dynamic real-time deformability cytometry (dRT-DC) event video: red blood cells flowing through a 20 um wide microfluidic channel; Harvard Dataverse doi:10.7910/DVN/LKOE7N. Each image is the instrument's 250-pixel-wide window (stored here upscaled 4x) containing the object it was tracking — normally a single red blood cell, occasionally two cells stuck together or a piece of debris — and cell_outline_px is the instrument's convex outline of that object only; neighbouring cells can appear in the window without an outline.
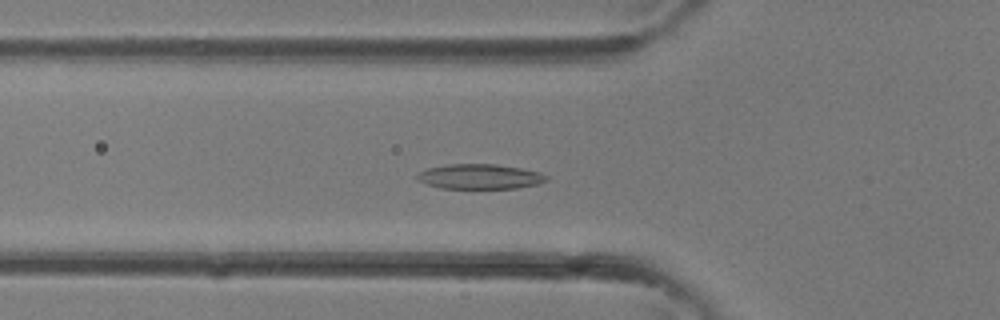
{"species": "common noctule bat (a hibernating species)", "species_latin": "Nyctalus noctula", "temperature_condition": "room temperature", "stored_images_in_passage": 29, "camera_frame_rate_fps": 3000, "um_per_image_px": 0.085, "animal": {"sex": "female"}, "frame": {"image": 1, "passage_image": 5, "time_ms": 1.333, "image_size_px": [1000, 320], "cell_outline_px": [[548, 180], [536, 184], [516, 188], [440, 188], [416, 180], [412, 176], [428, 168], [448, 164], [496, 164], [520, 168], [540, 172], [548, 176]], "centroid_in_image_um": [40.75, 15.0], "position_along_channel_um": 85.1, "area_um2": 18.79}}
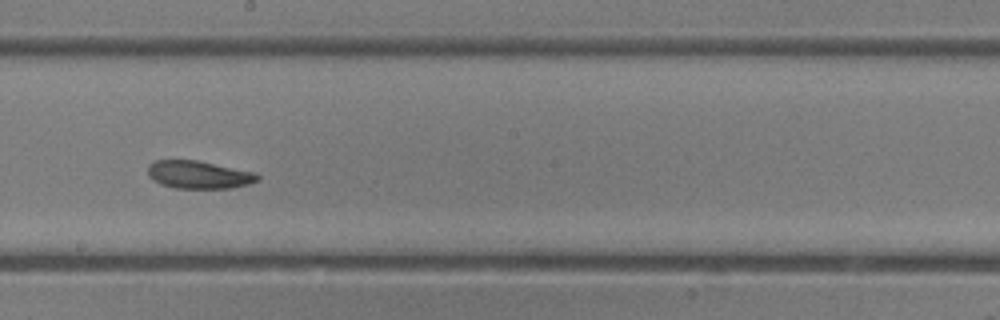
{"frame": {"image": 2, "passage_image": 13, "time_ms": 4.0, "image_size_px": [1000, 320], "cell_outline_px": [[260, 180], [248, 184], [232, 188], [172, 188], [160, 184], [152, 180], [148, 176], [148, 164], [156, 160], [196, 160], [256, 172], [260, 176]], "centroid_in_image_um": [16.89, 14.85], "position_along_channel_um": 231.3, "area_um2": 17.98}}
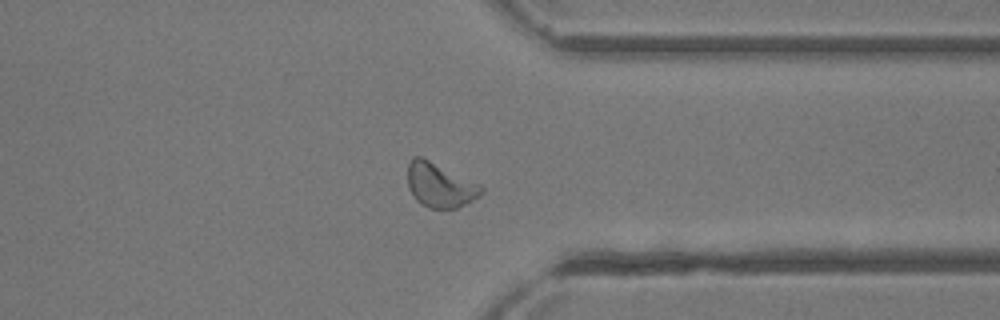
{"frame": {"image": 3, "passage_image": 21, "time_ms": 6.667, "image_size_px": [1000, 320], "cell_outline_px": [[484, 192], [472, 200], [456, 208], [428, 208], [420, 204], [416, 200], [408, 188], [408, 164], [412, 156], [420, 156], [480, 184], [484, 188]], "centroid_in_image_um": [37.37, 15.74], "position_along_channel_um": 374.0, "area_um2": 18.9}}